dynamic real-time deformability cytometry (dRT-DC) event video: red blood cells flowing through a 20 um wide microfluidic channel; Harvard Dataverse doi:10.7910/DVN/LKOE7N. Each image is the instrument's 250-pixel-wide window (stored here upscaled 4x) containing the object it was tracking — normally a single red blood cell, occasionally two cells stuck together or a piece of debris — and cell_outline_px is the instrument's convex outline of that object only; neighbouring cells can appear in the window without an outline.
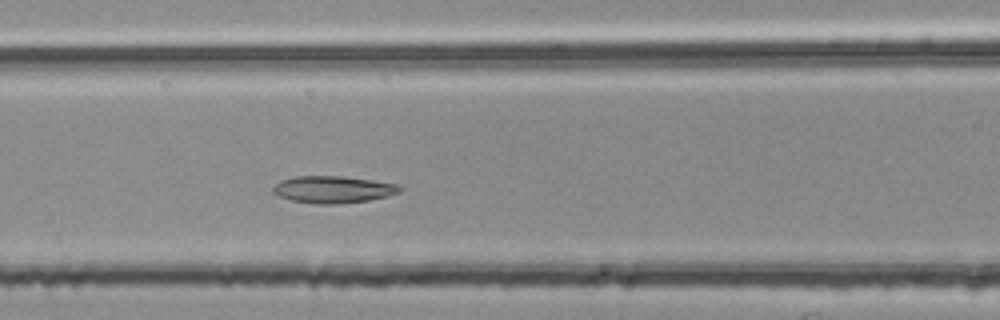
{"species": "common noctule bat (a hibernating species)", "species_latin": "Nyctalus noctula", "temperature_condition": "room temperature", "stored_images_in_passage": 25, "camera_frame_rate_fps": 3000, "um_per_image_px": 0.085, "animal": {"sex": "female", "body_mass_g": 25.1}, "frame": {"image": 1, "passage_image": 17, "time_ms": 5.333, "image_size_px": [1000, 320], "cell_outline_px": [[404, 188], [400, 192], [388, 196], [368, 200], [336, 204], [316, 204], [292, 200], [280, 196], [272, 192], [272, 188], [280, 180], [296, 176], [340, 176], [372, 180], [400, 184]], "centroid_in_image_um": [28.34, 16.1], "position_along_channel_um": 138.3, "area_um2": 20.0}}
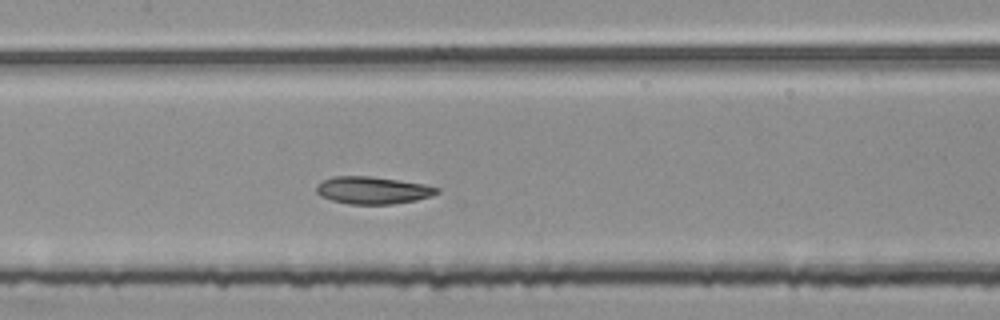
{"frame": {"image": 2, "passage_image": 20, "time_ms": 6.333, "image_size_px": [1000, 320], "cell_outline_px": [[440, 192], [432, 196], [416, 200], [392, 204], [348, 204], [332, 200], [320, 196], [316, 192], [316, 184], [332, 176], [368, 176], [424, 184], [440, 188]], "centroid_in_image_um": [31.67, 16.17], "position_along_channel_um": 175.7, "area_um2": 19.19}}
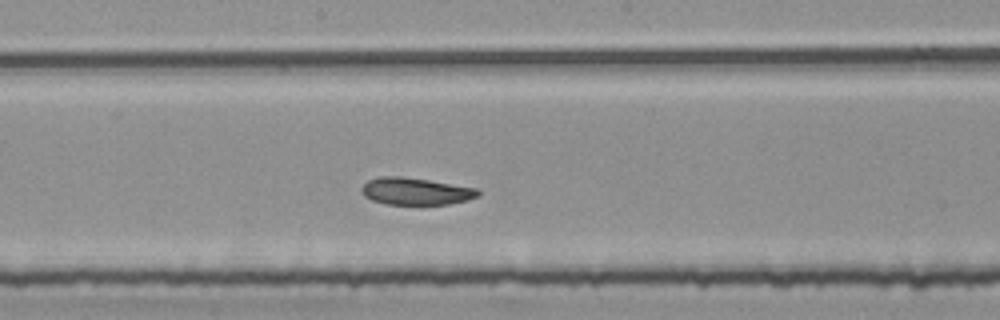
{"frame": {"image": 3, "passage_image": 23, "time_ms": 7.333, "image_size_px": [1000, 320], "cell_outline_px": [[480, 196], [468, 200], [448, 204], [384, 204], [372, 200], [364, 196], [360, 188], [368, 180], [380, 176], [400, 176], [428, 180], [476, 188], [480, 192]], "centroid_in_image_um": [35.32, 16.26], "position_along_channel_um": 212.9, "area_um2": 18.38}}